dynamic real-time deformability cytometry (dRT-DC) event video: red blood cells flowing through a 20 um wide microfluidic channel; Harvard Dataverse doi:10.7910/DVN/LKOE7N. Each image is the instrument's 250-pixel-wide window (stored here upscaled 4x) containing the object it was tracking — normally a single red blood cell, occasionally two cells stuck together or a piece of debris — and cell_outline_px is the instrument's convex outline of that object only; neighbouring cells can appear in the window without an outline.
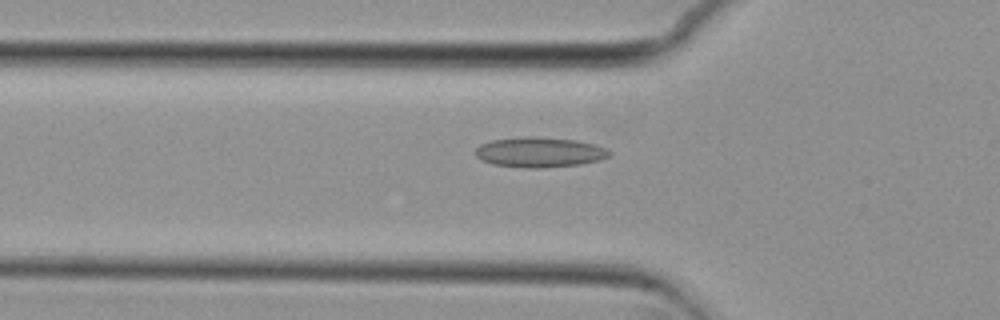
{"species": "common noctule bat (a hibernating species)", "species_latin": "Nyctalus noctula", "temperature_condition": "cold", "stored_images_in_passage": 47, "camera_frame_rate_fps": 3000, "um_per_image_px": 0.085, "animal": {"sex": "female", "body_mass_g": 29.2, "forearm_length_mm": 56.3}, "frame": {"image": 1, "passage_image": 11, "time_ms": 3.333, "image_size_px": [1000, 320], "cell_outline_px": [[612, 156], [600, 160], [580, 164], [544, 168], [524, 168], [492, 164], [476, 156], [476, 148], [480, 144], [492, 140], [524, 136], [532, 136], [576, 140], [592, 144], [604, 148], [612, 152]], "centroid_in_image_um": [45.87, 12.94], "position_along_channel_um": 79.9, "area_um2": 23.52}}
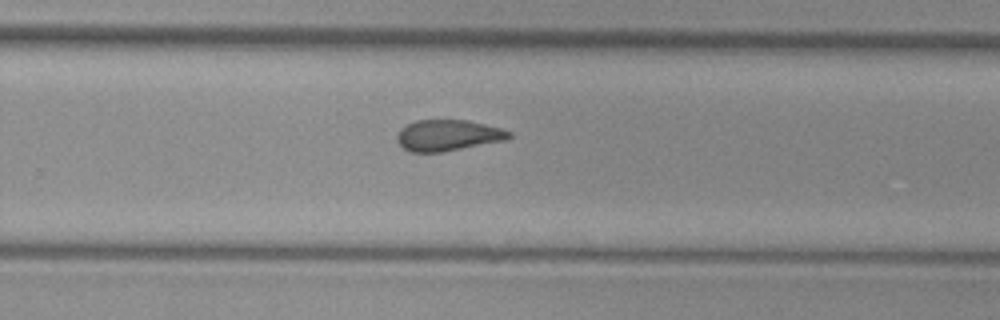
{"frame": {"image": 2, "passage_image": 28, "time_ms": 9.0, "image_size_px": [1000, 320], "cell_outline_px": [[512, 136], [504, 140], [440, 152], [412, 152], [404, 148], [396, 140], [396, 136], [400, 128], [416, 120], [468, 120], [500, 128], [512, 132]], "centroid_in_image_um": [38.04, 11.49], "position_along_channel_um": 291.8, "area_um2": 20.06}}
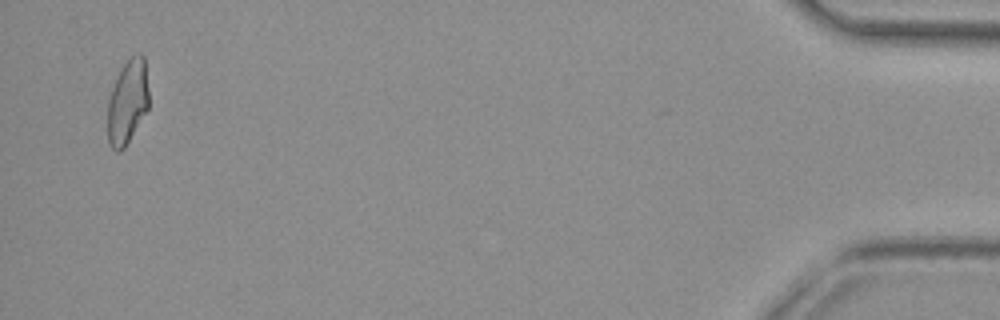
{"frame": {"image": 3, "passage_image": 46, "time_ms": 15.0, "image_size_px": [1000, 320], "cell_outline_px": [[148, 108], [124, 148], [120, 152], [116, 152], [108, 144], [108, 96], [124, 64], [132, 56], [140, 52], [144, 56], [148, 88]], "centroid_in_image_um": [10.83, 8.68], "position_along_channel_um": 424.4, "area_um2": 20.0}, "authors_computed_cell_mechanics": {"area_um2": 20.7502, "velocity_mm_per_s": 3.7313, "shape_relaxation_time_tau1_ms": null, "shape_relaxation_time_tau2_ms": 2.5392, "deformation_change_tau1": null, "deformation_change_tau2": 0.0924}}